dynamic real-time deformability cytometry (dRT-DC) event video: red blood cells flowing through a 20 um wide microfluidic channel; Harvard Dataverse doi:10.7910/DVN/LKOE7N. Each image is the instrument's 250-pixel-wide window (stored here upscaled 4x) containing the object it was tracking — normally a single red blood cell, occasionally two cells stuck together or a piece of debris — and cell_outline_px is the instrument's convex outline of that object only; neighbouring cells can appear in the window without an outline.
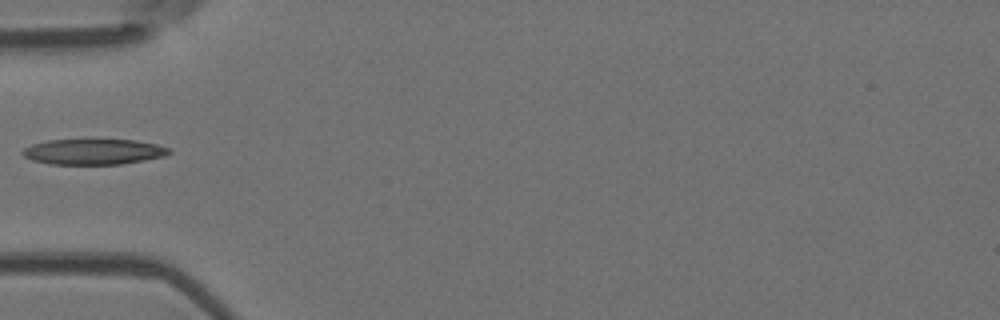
{"species": "Egyptian fruit bat (a non-hibernating species)", "species_latin": "Rousettus aegyptiacus", "temperature_condition": "room temperature", "stored_images_in_passage": 5, "camera_frame_rate_fps": 3000, "um_per_image_px": 0.085, "animal": {"sex": "female"}, "frame": {"image": 1, "passage_image": 5, "time_ms": 5.667, "image_size_px": [1000, 320], "cell_outline_px": [[172, 152], [164, 156], [144, 160], [120, 164], [48, 164], [32, 160], [24, 156], [20, 152], [24, 148], [32, 144], [48, 140], [136, 140], [156, 144], [168, 148]], "centroid_in_image_um": [7.92, 12.9], "position_along_channel_um": 77.1, "area_um2": 21.73}}